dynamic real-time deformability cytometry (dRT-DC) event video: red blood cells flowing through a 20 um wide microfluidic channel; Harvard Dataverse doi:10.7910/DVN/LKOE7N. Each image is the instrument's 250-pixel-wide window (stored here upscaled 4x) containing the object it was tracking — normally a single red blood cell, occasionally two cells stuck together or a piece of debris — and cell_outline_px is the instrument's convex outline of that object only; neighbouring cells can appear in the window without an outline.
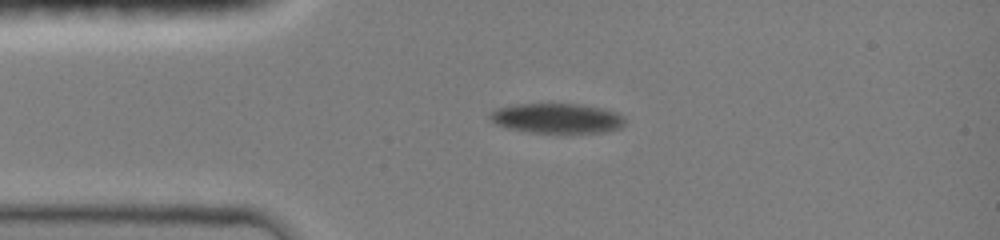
{"species": "common noctule bat (a hibernating species)", "species_latin": "Nyctalus noctula", "temperature_condition": "room temperature", "stored_images_in_passage": 42, "camera_frame_rate_fps": 3000, "um_per_image_px": 0.085, "animal": {"sex": "female", "body_mass_g": 19.0, "forearm_length_mm": 51.5}, "frame": {"image": 1, "passage_image": 1, "time_ms": 0.0, "image_size_px": [1000, 240], "cell_outline_px": [[624, 124], [620, 128], [608, 132], [532, 132], [508, 128], [496, 124], [488, 120], [488, 112], [496, 108], [516, 104], [580, 104], [620, 112], [624, 116]], "centroid_in_image_um": [47.32, 10.04], "position_along_channel_um": 37.7, "area_um2": 23.64}}
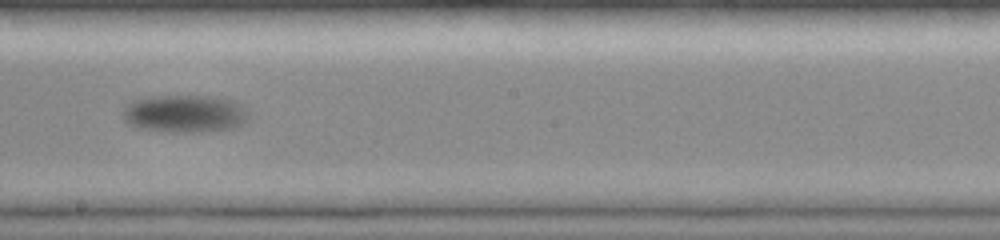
{"frame": {"image": 2, "passage_image": 19, "time_ms": 6.0, "image_size_px": [1000, 240], "cell_outline_px": [[248, 120], [244, 124], [232, 128], [204, 132], [176, 132], [136, 128], [128, 124], [124, 120], [124, 108], [132, 100], [152, 96], [208, 96], [232, 100], [244, 104], [248, 112]], "centroid_in_image_um": [15.74, 9.67], "position_along_channel_um": 232.5, "area_um2": 27.86}}
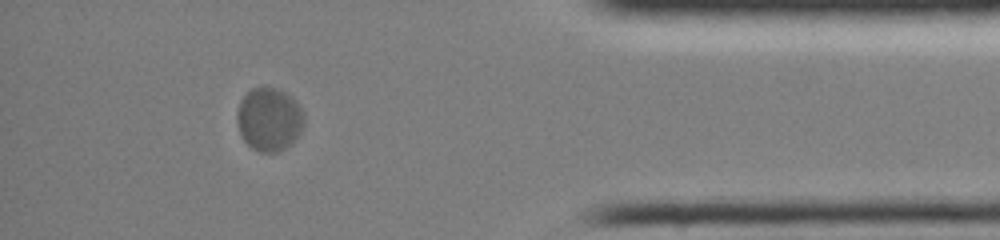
{"frame": {"image": 3, "passage_image": 36, "time_ms": 11.667, "image_size_px": [1000, 240], "cell_outline_px": [[304, 128], [284, 148], [276, 152], [260, 152], [252, 148], [244, 140], [240, 132], [236, 120], [236, 112], [240, 100], [252, 88], [280, 88], [292, 96], [296, 100], [304, 112]], "centroid_in_image_um": [22.88, 10.11], "position_along_channel_um": 412.3, "area_um2": 24.8}, "authors_computed_cell_mechanics": {"area_um2": 25.3742, "velocity_mm_per_s": 3.6222, "shape_relaxation_time_tau1_ms": 2.7936, "shape_relaxation_time_tau2_ms": null, "deformation_change_tau1": 0.1115, "deformation_change_tau2": null}}